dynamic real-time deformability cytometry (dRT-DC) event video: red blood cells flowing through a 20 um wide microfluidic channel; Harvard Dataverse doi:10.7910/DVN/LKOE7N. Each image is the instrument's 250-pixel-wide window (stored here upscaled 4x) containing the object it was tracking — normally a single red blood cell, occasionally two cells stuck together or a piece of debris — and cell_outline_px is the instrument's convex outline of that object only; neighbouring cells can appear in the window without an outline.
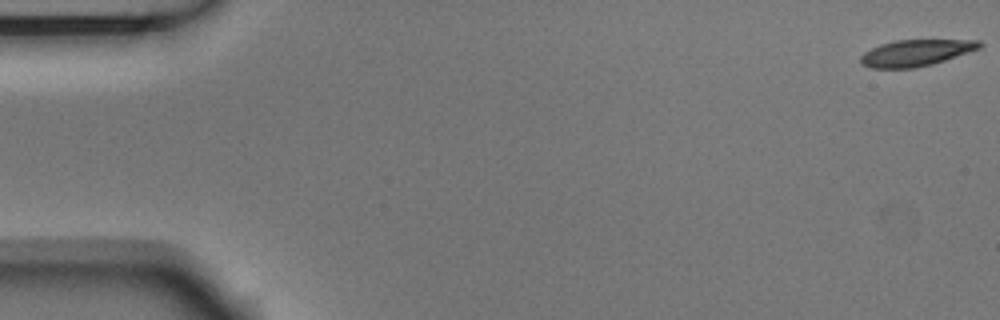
{"species": "Egyptian fruit bat (a non-hibernating species)", "species_latin": "Rousettus aegyptiacus", "temperature_condition": "room temperature", "stored_images_in_passage": 54, "camera_frame_rate_fps": 3000, "um_per_image_px": 0.085, "animal": {"sex": "male"}, "frame": {"image": 1, "passage_image": 1, "time_ms": 0.0, "image_size_px": [1000, 320], "cell_outline_px": [[984, 44], [980, 48], [932, 64], [916, 68], [872, 68], [860, 64], [860, 56], [864, 52], [880, 44], [892, 40], [980, 40]], "centroid_in_image_um": [77.82, 4.49], "position_along_channel_um": 7.2, "area_um2": 18.32}}
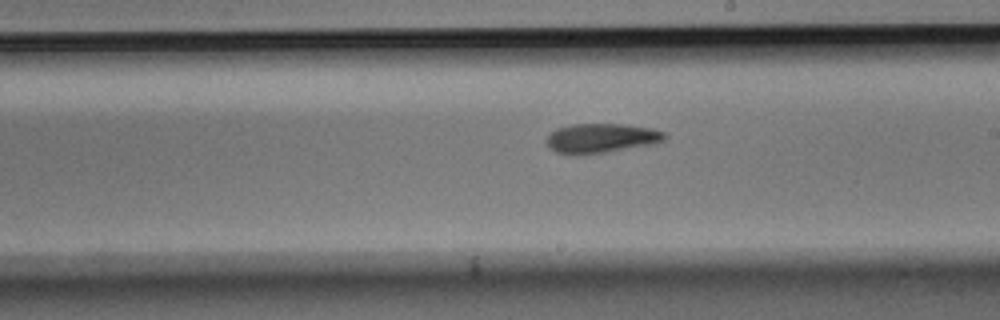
{"frame": {"image": 2, "passage_image": 31, "time_ms": 10.0, "image_size_px": [1000, 320], "cell_outline_px": [[668, 136], [664, 140], [652, 144], [580, 156], [572, 156], [556, 152], [548, 148], [544, 144], [544, 140], [556, 128], [572, 124], [620, 124], [652, 128], [664, 132]], "centroid_in_image_um": [51.02, 11.76], "position_along_channel_um": 238.0, "area_um2": 20.58}}
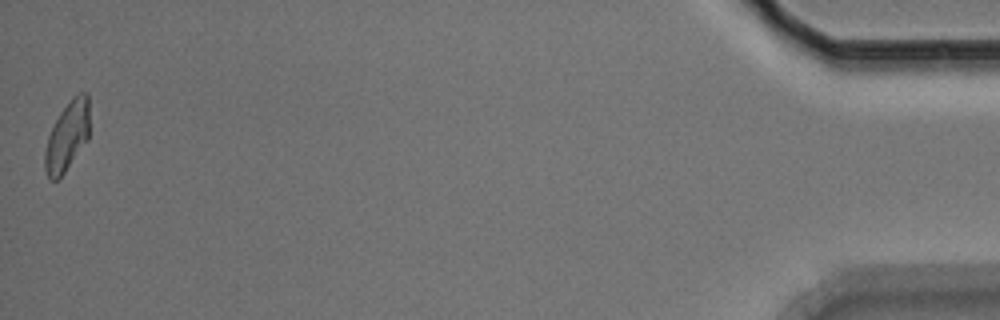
{"frame": {"image": 3, "passage_image": 54, "time_ms": 17.667, "image_size_px": [1000, 320], "cell_outline_px": [[88, 140], [64, 172], [56, 180], [52, 180], [48, 176], [44, 168], [44, 152], [48, 136], [60, 112], [72, 96], [80, 92], [88, 92]], "centroid_in_image_um": [5.71, 11.55], "position_along_channel_um": 429.5, "area_um2": 17.86}, "authors_computed_cell_mechanics": {"area_um2": 19.652, "velocity_mm_per_s": 3.728, "shape_relaxation_time_tau1_ms": 4.8886, "shape_relaxation_time_tau2_ms": 9.23, "deformation_change_tau1": 0.1804, "deformation_change_tau2": 0.1765}}